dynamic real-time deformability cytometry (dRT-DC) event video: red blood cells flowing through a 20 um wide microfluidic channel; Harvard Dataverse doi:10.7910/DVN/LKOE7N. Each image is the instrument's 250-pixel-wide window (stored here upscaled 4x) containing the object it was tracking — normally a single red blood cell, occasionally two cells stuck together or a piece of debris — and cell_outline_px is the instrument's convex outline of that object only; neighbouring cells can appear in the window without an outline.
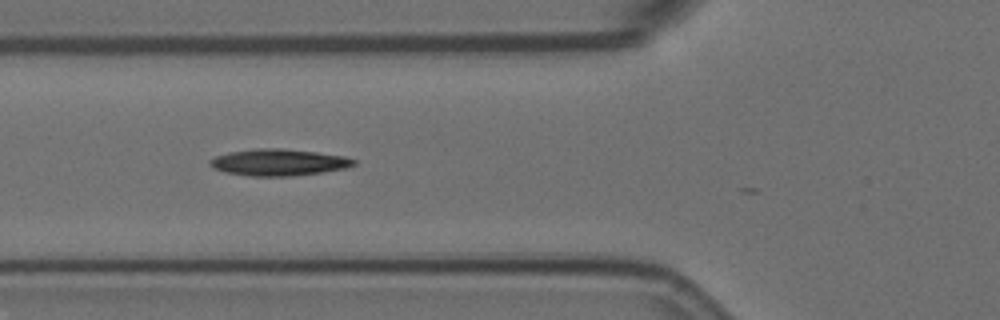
{"species": "Egyptian fruit bat (a non-hibernating species)", "species_latin": "Rousettus aegyptiacus", "temperature_condition": "room temperature", "stored_images_in_passage": 3, "camera_frame_rate_fps": 3000, "um_per_image_px": 0.085, "animal": {"sex": "female"}, "frame": {"image": 1, "passage_image": 2, "time_ms": 0.333, "image_size_px": [1000, 320], "cell_outline_px": [[356, 164], [344, 168], [324, 172], [292, 176], [248, 176], [224, 172], [212, 168], [208, 164], [208, 160], [216, 156], [232, 152], [256, 148], [280, 148], [316, 152], [344, 156], [356, 160]], "centroid_in_image_um": [23.66, 13.8], "position_along_channel_um": 102.1, "area_um2": 22.37}}